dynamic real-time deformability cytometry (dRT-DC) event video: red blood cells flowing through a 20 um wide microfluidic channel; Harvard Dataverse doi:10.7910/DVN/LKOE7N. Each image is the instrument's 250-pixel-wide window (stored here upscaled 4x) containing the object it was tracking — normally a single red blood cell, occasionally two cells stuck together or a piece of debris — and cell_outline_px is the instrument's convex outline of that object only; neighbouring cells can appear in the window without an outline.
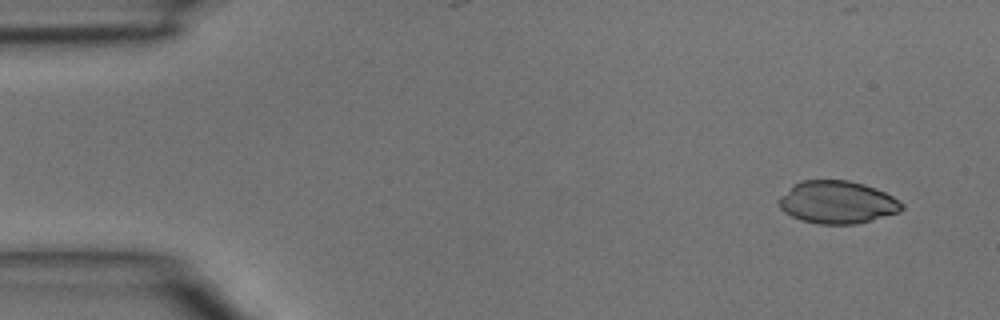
{"species": "common noctule bat (a hibernating species)", "species_latin": "Nyctalus noctula", "temperature_condition": "room temperature", "stored_images_in_passage": 4, "camera_frame_rate_fps": 3000, "um_per_image_px": 0.085, "animal": {"sex": "male", "body_mass_g": 15.6}, "frame": {"image": 1, "passage_image": 1, "time_ms": 0.0, "image_size_px": [1000, 320], "cell_outline_px": [[904, 208], [900, 212], [856, 224], [820, 224], [800, 220], [784, 212], [780, 208], [776, 200], [780, 196], [800, 180], [848, 180], [864, 184], [884, 192], [892, 196], [904, 204]], "centroid_in_image_um": [71.15, 17.19], "position_along_channel_um": 13.8, "area_um2": 30.58}}